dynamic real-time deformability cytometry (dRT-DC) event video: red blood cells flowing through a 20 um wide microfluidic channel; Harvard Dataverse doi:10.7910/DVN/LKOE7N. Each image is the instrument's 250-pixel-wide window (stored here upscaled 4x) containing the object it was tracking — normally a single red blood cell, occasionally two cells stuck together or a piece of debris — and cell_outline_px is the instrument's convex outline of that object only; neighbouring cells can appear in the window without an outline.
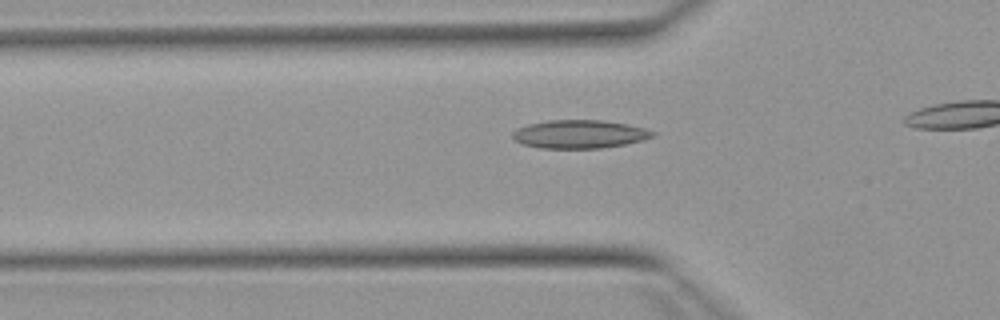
{"species": "Egyptian fruit bat (a non-hibernating species)", "species_latin": "Rousettus aegyptiacus", "temperature_condition": "warm", "stored_images_in_passage": 32, "camera_frame_rate_fps": 3000, "um_per_image_px": 0.085, "animal": {"sex": "female"}, "frame": {"image": 1, "passage_image": 8, "time_ms": 2.333, "image_size_px": [1000, 320], "cell_outline_px": [[656, 136], [644, 140], [624, 144], [600, 148], [540, 148], [524, 144], [516, 140], [512, 136], [512, 132], [516, 128], [528, 124], [548, 120], [604, 120], [628, 124], [644, 128], [656, 132]], "centroid_in_image_um": [49.28, 11.39], "position_along_channel_um": 76.5, "area_um2": 23.18}}
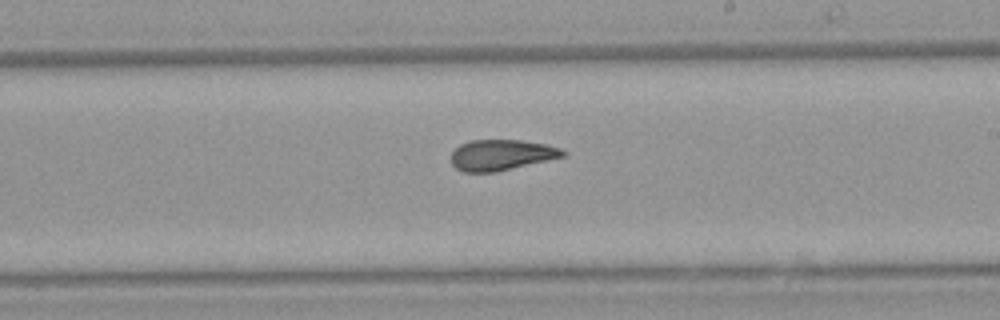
{"frame": {"image": 2, "passage_image": 21, "time_ms": 6.667, "image_size_px": [1000, 320], "cell_outline_px": [[568, 152], [564, 156], [496, 172], [464, 172], [456, 168], [452, 164], [452, 152], [460, 144], [472, 140], [520, 140], [544, 144], [560, 148]], "centroid_in_image_um": [42.61, 13.17], "position_along_channel_um": 246.4, "area_um2": 19.83}}
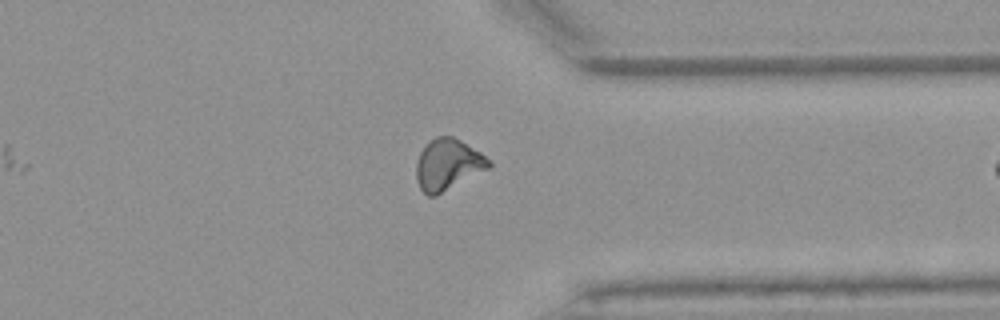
{"frame": {"image": 3, "passage_image": 31, "time_ms": 10.0, "image_size_px": [1000, 320], "cell_outline_px": [[492, 164], [488, 168], [436, 196], [428, 196], [420, 188], [416, 180], [416, 164], [420, 152], [436, 136], [452, 136], [460, 140], [480, 152]], "centroid_in_image_um": [38.04, 14.0], "position_along_channel_um": 373.4, "area_um2": 21.21}}